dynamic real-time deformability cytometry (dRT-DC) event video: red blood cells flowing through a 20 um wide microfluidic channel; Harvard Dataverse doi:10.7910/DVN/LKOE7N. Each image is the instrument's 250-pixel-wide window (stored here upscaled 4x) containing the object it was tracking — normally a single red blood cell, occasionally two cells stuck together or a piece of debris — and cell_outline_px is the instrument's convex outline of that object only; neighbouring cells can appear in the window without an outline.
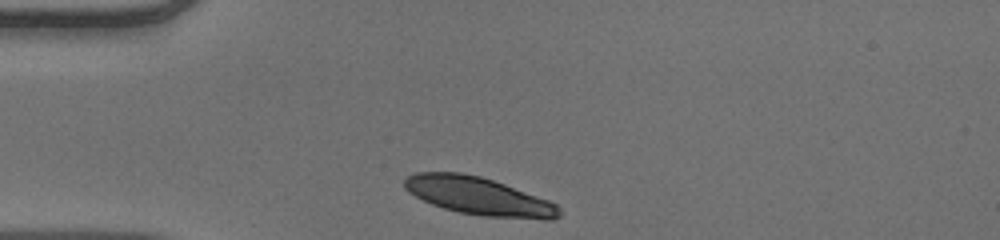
{"species": "human", "species_latin": "Homo sapiens", "temperature_condition": "warm", "stored_images_in_passage": 31, "camera_frame_rate_fps": 3000, "um_per_image_px": 0.085, "donor": {"sex": "male"}, "frame": {"image": 1, "passage_image": 1, "time_ms": 0.0, "image_size_px": [1000, 240], "cell_outline_px": [[560, 216], [552, 220], [544, 220], [480, 216], [460, 212], [444, 208], [432, 204], [408, 192], [404, 188], [404, 180], [408, 176], [416, 172], [460, 172], [480, 176], [504, 184], [548, 200], [556, 204], [560, 208]], "centroid_in_image_um": [40.7, 16.68], "position_along_channel_um": 44.3, "area_um2": 34.1}}
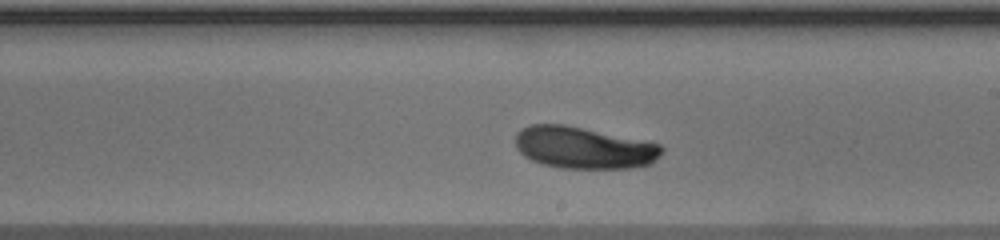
{"frame": {"image": 2, "passage_image": 18, "time_ms": 5.667, "image_size_px": [1000, 240], "cell_outline_px": [[664, 152], [652, 164], [632, 168], [560, 168], [544, 164], [532, 160], [524, 156], [516, 148], [516, 132], [520, 128], [532, 124], [564, 124], [644, 140], [660, 144], [664, 148]], "centroid_in_image_um": [49.64, 12.55], "position_along_channel_um": 239.4, "area_um2": 35.95}}
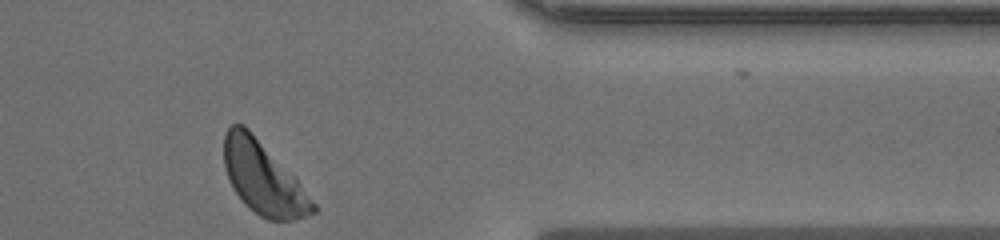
{"frame": {"image": 3, "passage_image": 31, "time_ms": 10.0, "image_size_px": [1000, 240], "cell_outline_px": [[316, 212], [308, 216], [292, 220], [268, 220], [260, 216], [248, 208], [244, 204], [228, 180], [224, 168], [224, 132], [232, 124], [244, 124], [296, 176], [316, 204]], "centroid_in_image_um": [22.38, 15.13], "position_along_channel_um": 389.0, "area_um2": 37.92}, "authors_computed_cell_mechanics": {"area_um2": 36.3562, "velocity_mm_per_s": 3.8641, "shape_relaxation_time_tau1_ms": 1.8494, "shape_relaxation_time_tau2_ms": null, "deformation_change_tau1": 0.0936, "deformation_change_tau2": null}}